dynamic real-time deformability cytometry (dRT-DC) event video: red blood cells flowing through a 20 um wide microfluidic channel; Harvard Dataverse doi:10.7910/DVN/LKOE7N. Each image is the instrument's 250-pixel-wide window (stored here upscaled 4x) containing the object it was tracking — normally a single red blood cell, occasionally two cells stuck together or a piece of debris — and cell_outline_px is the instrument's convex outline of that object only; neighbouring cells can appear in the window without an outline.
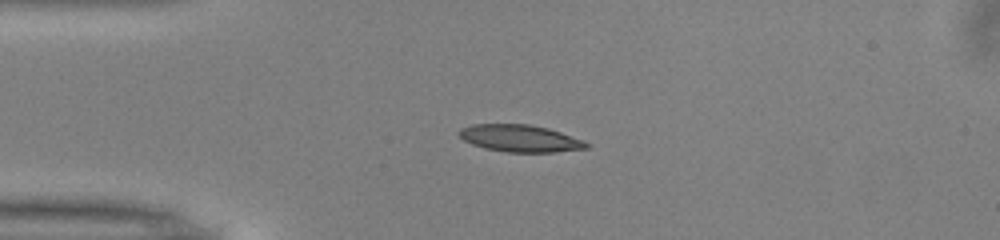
{"species": "common noctule bat (a hibernating species)", "species_latin": "Nyctalus noctula", "temperature_condition": "warm", "stored_images_in_passage": 40, "camera_frame_rate_fps": 3000, "um_per_image_px": 0.085, "animal": {"sex": "male", "body_mass_g": 13.0, "forearm_length_mm": 53.1}, "frame": {"image": 1, "passage_image": 1, "time_ms": 0.0, "image_size_px": [1000, 240], "cell_outline_px": [[592, 144], [588, 148], [556, 152], [504, 152], [484, 148], [472, 144], [464, 140], [456, 132], [460, 128], [472, 124], [528, 124], [548, 128], [584, 140]], "centroid_in_image_um": [44.21, 11.76], "position_along_channel_um": 40.8, "area_um2": 20.29}}
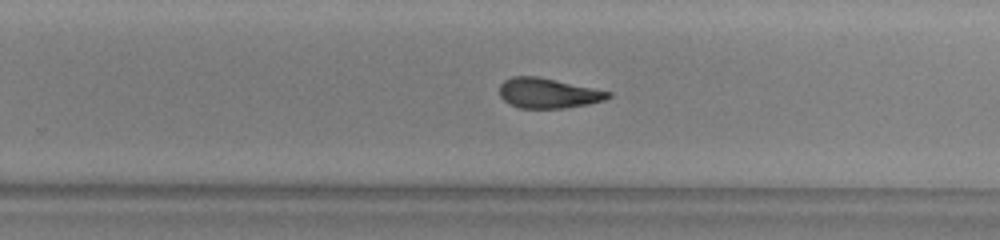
{"frame": {"image": 2, "passage_image": 21, "time_ms": 6.667, "image_size_px": [1000, 240], "cell_outline_px": [[612, 96], [604, 100], [588, 104], [564, 108], [520, 108], [508, 104], [500, 96], [500, 84], [504, 80], [512, 76], [536, 76], [556, 80], [612, 92]], "centroid_in_image_um": [46.57, 7.92], "position_along_channel_um": 283.2, "area_um2": 19.02}}
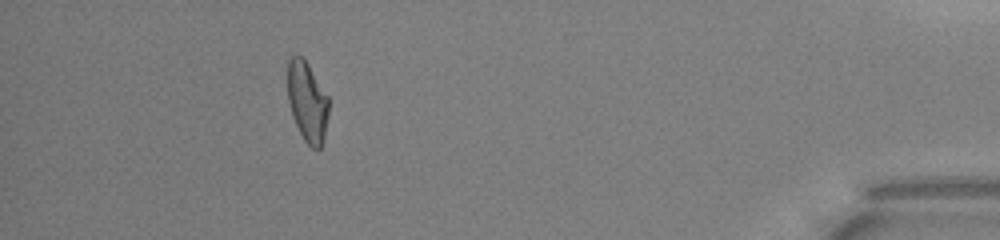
{"frame": {"image": 3, "passage_image": 35, "time_ms": 11.333, "image_size_px": [1000, 240], "cell_outline_px": [[328, 116], [324, 140], [320, 148], [316, 152], [304, 140], [292, 116], [288, 100], [288, 60], [292, 56], [304, 56], [328, 96]], "centroid_in_image_um": [26.13, 8.65], "position_along_channel_um": 409.1, "area_um2": 19.36}, "authors_computed_cell_mechanics": {"area_um2": 19.9988, "velocity_mm_per_s": 4.0071, "shape_relaxation_time_tau1_ms": 7.6579, "shape_relaxation_time_tau2_ms": 3.5963, "deformation_change_tau1": 0.2156, "deformation_change_tau2": 0.1352}}